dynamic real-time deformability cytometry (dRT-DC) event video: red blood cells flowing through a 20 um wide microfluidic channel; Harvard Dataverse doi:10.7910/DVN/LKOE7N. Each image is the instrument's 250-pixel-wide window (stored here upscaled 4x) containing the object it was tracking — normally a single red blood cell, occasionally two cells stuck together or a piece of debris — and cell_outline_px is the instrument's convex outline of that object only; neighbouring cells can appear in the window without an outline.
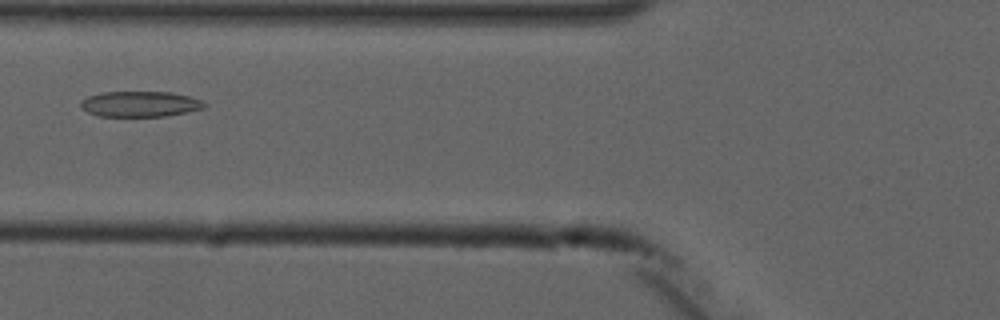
{"species": "common noctule bat (a hibernating species)", "species_latin": "Nyctalus noctula", "temperature_condition": "cold", "stored_images_in_passage": 6, "camera_frame_rate_fps": 3000, "um_per_image_px": 0.085, "animal": {"sex": "male", "forearm_length_mm": 52.5}, "frame": {"image": 1, "passage_image": 6, "time_ms": 5.667, "image_size_px": [1000, 320], "cell_outline_px": [[208, 104], [204, 108], [168, 116], [100, 116], [88, 112], [80, 108], [80, 100], [88, 96], [100, 92], [172, 92], [204, 100]], "centroid_in_image_um": [11.91, 8.84], "position_along_channel_um": 113.9, "area_um2": 18.61}}